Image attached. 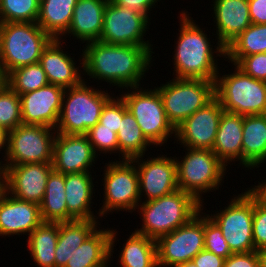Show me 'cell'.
<instances>
[{"label":"cell","instance_id":"cell-1","mask_svg":"<svg viewBox=\"0 0 266 267\" xmlns=\"http://www.w3.org/2000/svg\"><path fill=\"white\" fill-rule=\"evenodd\" d=\"M85 45L78 60L83 76L100 80V83L105 81L116 89L141 86L145 74L153 66V47L106 44L99 40Z\"/></svg>","mask_w":266,"mask_h":267},{"label":"cell","instance_id":"cell-2","mask_svg":"<svg viewBox=\"0 0 266 267\" xmlns=\"http://www.w3.org/2000/svg\"><path fill=\"white\" fill-rule=\"evenodd\" d=\"M188 11L181 10L179 36L174 41V78L216 81L220 72L218 57L225 58V49L220 43L212 45L205 28L201 29ZM204 30V31H203ZM215 47V49L213 48ZM215 50V51H214ZM216 56H215V55ZM217 58V59H216Z\"/></svg>","mask_w":266,"mask_h":267},{"label":"cell","instance_id":"cell-3","mask_svg":"<svg viewBox=\"0 0 266 267\" xmlns=\"http://www.w3.org/2000/svg\"><path fill=\"white\" fill-rule=\"evenodd\" d=\"M201 205L181 189L158 199L140 202L136 209L142 219V228L137 227L134 231L157 240L186 224L201 210Z\"/></svg>","mask_w":266,"mask_h":267},{"label":"cell","instance_id":"cell-4","mask_svg":"<svg viewBox=\"0 0 266 267\" xmlns=\"http://www.w3.org/2000/svg\"><path fill=\"white\" fill-rule=\"evenodd\" d=\"M87 81L84 77L79 85L64 90L57 133L85 135L99 122L102 109L113 94L91 87Z\"/></svg>","mask_w":266,"mask_h":267},{"label":"cell","instance_id":"cell-5","mask_svg":"<svg viewBox=\"0 0 266 267\" xmlns=\"http://www.w3.org/2000/svg\"><path fill=\"white\" fill-rule=\"evenodd\" d=\"M52 39L36 22L0 23V61L7 75L19 67L38 63Z\"/></svg>","mask_w":266,"mask_h":267},{"label":"cell","instance_id":"cell-6","mask_svg":"<svg viewBox=\"0 0 266 267\" xmlns=\"http://www.w3.org/2000/svg\"><path fill=\"white\" fill-rule=\"evenodd\" d=\"M183 148L187 150L185 156L181 160L175 158L178 187L203 204L202 194L219 190L223 185L227 166L211 149Z\"/></svg>","mask_w":266,"mask_h":267},{"label":"cell","instance_id":"cell-7","mask_svg":"<svg viewBox=\"0 0 266 267\" xmlns=\"http://www.w3.org/2000/svg\"><path fill=\"white\" fill-rule=\"evenodd\" d=\"M233 65V73L222 75L218 72L215 81V96L223 110L243 116L266 114V82Z\"/></svg>","mask_w":266,"mask_h":267},{"label":"cell","instance_id":"cell-8","mask_svg":"<svg viewBox=\"0 0 266 267\" xmlns=\"http://www.w3.org/2000/svg\"><path fill=\"white\" fill-rule=\"evenodd\" d=\"M154 87L153 89L141 86L125 88L124 93L121 92L119 95L136 119L142 133L157 148L167 144L173 134L175 138L176 128L168 120L161 95L156 86Z\"/></svg>","mask_w":266,"mask_h":267},{"label":"cell","instance_id":"cell-9","mask_svg":"<svg viewBox=\"0 0 266 267\" xmlns=\"http://www.w3.org/2000/svg\"><path fill=\"white\" fill-rule=\"evenodd\" d=\"M112 160L105 163L102 183L103 205L98 209V217H105L114 211H136L142 199L139 194L137 167L132 160ZM107 164V165H106Z\"/></svg>","mask_w":266,"mask_h":267},{"label":"cell","instance_id":"cell-10","mask_svg":"<svg viewBox=\"0 0 266 267\" xmlns=\"http://www.w3.org/2000/svg\"><path fill=\"white\" fill-rule=\"evenodd\" d=\"M156 88L175 128L215 97V81L209 80L172 78Z\"/></svg>","mask_w":266,"mask_h":267},{"label":"cell","instance_id":"cell-11","mask_svg":"<svg viewBox=\"0 0 266 267\" xmlns=\"http://www.w3.org/2000/svg\"><path fill=\"white\" fill-rule=\"evenodd\" d=\"M225 209L207 214L221 229L232 253L255 251L253 242L254 195L247 189L229 201Z\"/></svg>","mask_w":266,"mask_h":267},{"label":"cell","instance_id":"cell-12","mask_svg":"<svg viewBox=\"0 0 266 267\" xmlns=\"http://www.w3.org/2000/svg\"><path fill=\"white\" fill-rule=\"evenodd\" d=\"M56 133L54 128L26 124L8 131V151L5 159H1L2 165L52 163Z\"/></svg>","mask_w":266,"mask_h":267},{"label":"cell","instance_id":"cell-13","mask_svg":"<svg viewBox=\"0 0 266 267\" xmlns=\"http://www.w3.org/2000/svg\"><path fill=\"white\" fill-rule=\"evenodd\" d=\"M204 204L186 224L156 240L158 267H174L204 249Z\"/></svg>","mask_w":266,"mask_h":267},{"label":"cell","instance_id":"cell-14","mask_svg":"<svg viewBox=\"0 0 266 267\" xmlns=\"http://www.w3.org/2000/svg\"><path fill=\"white\" fill-rule=\"evenodd\" d=\"M150 21L151 18L146 15L109 0L104 10L103 30L99 41L106 44L153 47V44L144 38L150 28Z\"/></svg>","mask_w":266,"mask_h":267},{"label":"cell","instance_id":"cell-15","mask_svg":"<svg viewBox=\"0 0 266 267\" xmlns=\"http://www.w3.org/2000/svg\"><path fill=\"white\" fill-rule=\"evenodd\" d=\"M175 157L160 154L154 158L149 156L143 159L144 156H139L131 159L137 167L140 198L146 196L142 202L158 199L179 189Z\"/></svg>","mask_w":266,"mask_h":267},{"label":"cell","instance_id":"cell-16","mask_svg":"<svg viewBox=\"0 0 266 267\" xmlns=\"http://www.w3.org/2000/svg\"><path fill=\"white\" fill-rule=\"evenodd\" d=\"M223 112L221 103L215 96L176 127V143L179 141L178 144L191 149L212 150Z\"/></svg>","mask_w":266,"mask_h":267},{"label":"cell","instance_id":"cell-17","mask_svg":"<svg viewBox=\"0 0 266 267\" xmlns=\"http://www.w3.org/2000/svg\"><path fill=\"white\" fill-rule=\"evenodd\" d=\"M97 156L86 135L56 133L52 160L54 171L64 175L91 172Z\"/></svg>","mask_w":266,"mask_h":267},{"label":"cell","instance_id":"cell-18","mask_svg":"<svg viewBox=\"0 0 266 267\" xmlns=\"http://www.w3.org/2000/svg\"><path fill=\"white\" fill-rule=\"evenodd\" d=\"M5 190L17 199L40 204L43 200L52 163H25L3 166Z\"/></svg>","mask_w":266,"mask_h":267},{"label":"cell","instance_id":"cell-19","mask_svg":"<svg viewBox=\"0 0 266 267\" xmlns=\"http://www.w3.org/2000/svg\"><path fill=\"white\" fill-rule=\"evenodd\" d=\"M64 88L47 84L20 95L23 124L56 128L62 109Z\"/></svg>","mask_w":266,"mask_h":267},{"label":"cell","instance_id":"cell-20","mask_svg":"<svg viewBox=\"0 0 266 267\" xmlns=\"http://www.w3.org/2000/svg\"><path fill=\"white\" fill-rule=\"evenodd\" d=\"M42 222L39 204L17 199L3 191L0 196V236H27Z\"/></svg>","mask_w":266,"mask_h":267},{"label":"cell","instance_id":"cell-21","mask_svg":"<svg viewBox=\"0 0 266 267\" xmlns=\"http://www.w3.org/2000/svg\"><path fill=\"white\" fill-rule=\"evenodd\" d=\"M62 39H52L44 48L39 63L46 73L49 84L64 89L79 85L83 79V68L79 70L74 60L62 45ZM64 50V51H63Z\"/></svg>","mask_w":266,"mask_h":267},{"label":"cell","instance_id":"cell-22","mask_svg":"<svg viewBox=\"0 0 266 267\" xmlns=\"http://www.w3.org/2000/svg\"><path fill=\"white\" fill-rule=\"evenodd\" d=\"M216 39L225 49L251 23L248 0H213Z\"/></svg>","mask_w":266,"mask_h":267},{"label":"cell","instance_id":"cell-23","mask_svg":"<svg viewBox=\"0 0 266 267\" xmlns=\"http://www.w3.org/2000/svg\"><path fill=\"white\" fill-rule=\"evenodd\" d=\"M110 229L97 228L72 252L65 267H108L113 261L115 243L119 242L116 240L118 232Z\"/></svg>","mask_w":266,"mask_h":267},{"label":"cell","instance_id":"cell-24","mask_svg":"<svg viewBox=\"0 0 266 267\" xmlns=\"http://www.w3.org/2000/svg\"><path fill=\"white\" fill-rule=\"evenodd\" d=\"M109 0H78L74 7L73 18L67 35L79 39V42L90 43L100 39L103 30L104 10Z\"/></svg>","mask_w":266,"mask_h":267},{"label":"cell","instance_id":"cell-25","mask_svg":"<svg viewBox=\"0 0 266 267\" xmlns=\"http://www.w3.org/2000/svg\"><path fill=\"white\" fill-rule=\"evenodd\" d=\"M92 172L65 174V199L68 221L99 219L92 211L95 186Z\"/></svg>","mask_w":266,"mask_h":267},{"label":"cell","instance_id":"cell-26","mask_svg":"<svg viewBox=\"0 0 266 267\" xmlns=\"http://www.w3.org/2000/svg\"><path fill=\"white\" fill-rule=\"evenodd\" d=\"M243 115L223 112L212 151L226 165H242Z\"/></svg>","mask_w":266,"mask_h":267},{"label":"cell","instance_id":"cell-27","mask_svg":"<svg viewBox=\"0 0 266 267\" xmlns=\"http://www.w3.org/2000/svg\"><path fill=\"white\" fill-rule=\"evenodd\" d=\"M265 162L266 114L245 115L243 116L242 132V166L253 170Z\"/></svg>","mask_w":266,"mask_h":267},{"label":"cell","instance_id":"cell-28","mask_svg":"<svg viewBox=\"0 0 266 267\" xmlns=\"http://www.w3.org/2000/svg\"><path fill=\"white\" fill-rule=\"evenodd\" d=\"M100 224L98 219L60 222L55 249V267H65L72 252L99 228Z\"/></svg>","mask_w":266,"mask_h":267},{"label":"cell","instance_id":"cell-29","mask_svg":"<svg viewBox=\"0 0 266 267\" xmlns=\"http://www.w3.org/2000/svg\"><path fill=\"white\" fill-rule=\"evenodd\" d=\"M78 0H44L37 24L52 38L60 39L69 29Z\"/></svg>","mask_w":266,"mask_h":267},{"label":"cell","instance_id":"cell-30","mask_svg":"<svg viewBox=\"0 0 266 267\" xmlns=\"http://www.w3.org/2000/svg\"><path fill=\"white\" fill-rule=\"evenodd\" d=\"M59 223L42 222L27 237V250L37 267H55Z\"/></svg>","mask_w":266,"mask_h":267},{"label":"cell","instance_id":"cell-31","mask_svg":"<svg viewBox=\"0 0 266 267\" xmlns=\"http://www.w3.org/2000/svg\"><path fill=\"white\" fill-rule=\"evenodd\" d=\"M65 175L52 171L49 174L43 200L39 204L43 222H68L65 199Z\"/></svg>","mask_w":266,"mask_h":267},{"label":"cell","instance_id":"cell-32","mask_svg":"<svg viewBox=\"0 0 266 267\" xmlns=\"http://www.w3.org/2000/svg\"><path fill=\"white\" fill-rule=\"evenodd\" d=\"M119 252L121 267H158L156 240L133 231Z\"/></svg>","mask_w":266,"mask_h":267},{"label":"cell","instance_id":"cell-33","mask_svg":"<svg viewBox=\"0 0 266 267\" xmlns=\"http://www.w3.org/2000/svg\"><path fill=\"white\" fill-rule=\"evenodd\" d=\"M117 141L119 145L118 157H120L118 160H131L139 156H145L148 148L153 145L142 133L136 119L129 110L122 117L117 133Z\"/></svg>","mask_w":266,"mask_h":267},{"label":"cell","instance_id":"cell-34","mask_svg":"<svg viewBox=\"0 0 266 267\" xmlns=\"http://www.w3.org/2000/svg\"><path fill=\"white\" fill-rule=\"evenodd\" d=\"M265 52L266 24H251L225 48L224 60L236 64L244 56Z\"/></svg>","mask_w":266,"mask_h":267},{"label":"cell","instance_id":"cell-35","mask_svg":"<svg viewBox=\"0 0 266 267\" xmlns=\"http://www.w3.org/2000/svg\"><path fill=\"white\" fill-rule=\"evenodd\" d=\"M49 84L41 64L35 63L19 67L8 74L7 85L19 95L35 91Z\"/></svg>","mask_w":266,"mask_h":267},{"label":"cell","instance_id":"cell-36","mask_svg":"<svg viewBox=\"0 0 266 267\" xmlns=\"http://www.w3.org/2000/svg\"><path fill=\"white\" fill-rule=\"evenodd\" d=\"M39 6L37 0H0V23L37 22Z\"/></svg>","mask_w":266,"mask_h":267},{"label":"cell","instance_id":"cell-37","mask_svg":"<svg viewBox=\"0 0 266 267\" xmlns=\"http://www.w3.org/2000/svg\"><path fill=\"white\" fill-rule=\"evenodd\" d=\"M21 124L20 95L7 85L0 91V125L10 131Z\"/></svg>","mask_w":266,"mask_h":267},{"label":"cell","instance_id":"cell-38","mask_svg":"<svg viewBox=\"0 0 266 267\" xmlns=\"http://www.w3.org/2000/svg\"><path fill=\"white\" fill-rule=\"evenodd\" d=\"M85 135L97 155H100L99 153L106 155L107 153L110 155L118 153L117 155H119L117 133L113 129L101 128V124L98 122Z\"/></svg>","mask_w":266,"mask_h":267},{"label":"cell","instance_id":"cell-39","mask_svg":"<svg viewBox=\"0 0 266 267\" xmlns=\"http://www.w3.org/2000/svg\"><path fill=\"white\" fill-rule=\"evenodd\" d=\"M204 249L224 259L232 252L218 225L204 213Z\"/></svg>","mask_w":266,"mask_h":267},{"label":"cell","instance_id":"cell-40","mask_svg":"<svg viewBox=\"0 0 266 267\" xmlns=\"http://www.w3.org/2000/svg\"><path fill=\"white\" fill-rule=\"evenodd\" d=\"M127 110L123 98L120 95L116 97L113 95L102 109L99 118L101 128L113 129L114 132L118 133L122 117Z\"/></svg>","mask_w":266,"mask_h":267},{"label":"cell","instance_id":"cell-41","mask_svg":"<svg viewBox=\"0 0 266 267\" xmlns=\"http://www.w3.org/2000/svg\"><path fill=\"white\" fill-rule=\"evenodd\" d=\"M252 232L255 249L266 248V206L255 196Z\"/></svg>","mask_w":266,"mask_h":267},{"label":"cell","instance_id":"cell-42","mask_svg":"<svg viewBox=\"0 0 266 267\" xmlns=\"http://www.w3.org/2000/svg\"><path fill=\"white\" fill-rule=\"evenodd\" d=\"M235 65L249 76L266 82V53L244 56Z\"/></svg>","mask_w":266,"mask_h":267},{"label":"cell","instance_id":"cell-43","mask_svg":"<svg viewBox=\"0 0 266 267\" xmlns=\"http://www.w3.org/2000/svg\"><path fill=\"white\" fill-rule=\"evenodd\" d=\"M223 267H259L257 252L232 253L225 259Z\"/></svg>","mask_w":266,"mask_h":267},{"label":"cell","instance_id":"cell-44","mask_svg":"<svg viewBox=\"0 0 266 267\" xmlns=\"http://www.w3.org/2000/svg\"><path fill=\"white\" fill-rule=\"evenodd\" d=\"M112 3L121 7H125L129 10L139 12L146 15L148 18L152 8L154 9L159 0H110ZM161 1V0H160Z\"/></svg>","mask_w":266,"mask_h":267},{"label":"cell","instance_id":"cell-45","mask_svg":"<svg viewBox=\"0 0 266 267\" xmlns=\"http://www.w3.org/2000/svg\"><path fill=\"white\" fill-rule=\"evenodd\" d=\"M192 261L198 267H223L225 259L203 249L192 259Z\"/></svg>","mask_w":266,"mask_h":267},{"label":"cell","instance_id":"cell-46","mask_svg":"<svg viewBox=\"0 0 266 267\" xmlns=\"http://www.w3.org/2000/svg\"><path fill=\"white\" fill-rule=\"evenodd\" d=\"M252 24H266V0H248Z\"/></svg>","mask_w":266,"mask_h":267},{"label":"cell","instance_id":"cell-47","mask_svg":"<svg viewBox=\"0 0 266 267\" xmlns=\"http://www.w3.org/2000/svg\"><path fill=\"white\" fill-rule=\"evenodd\" d=\"M258 181V185H254L246 188L248 189L261 203H263L266 206V180L264 179V182Z\"/></svg>","mask_w":266,"mask_h":267},{"label":"cell","instance_id":"cell-48","mask_svg":"<svg viewBox=\"0 0 266 267\" xmlns=\"http://www.w3.org/2000/svg\"><path fill=\"white\" fill-rule=\"evenodd\" d=\"M0 151H4L2 154H4L3 158L5 159L8 151V131L1 125H0Z\"/></svg>","mask_w":266,"mask_h":267},{"label":"cell","instance_id":"cell-49","mask_svg":"<svg viewBox=\"0 0 266 267\" xmlns=\"http://www.w3.org/2000/svg\"><path fill=\"white\" fill-rule=\"evenodd\" d=\"M8 75L3 67V64L0 61V91L7 86Z\"/></svg>","mask_w":266,"mask_h":267},{"label":"cell","instance_id":"cell-50","mask_svg":"<svg viewBox=\"0 0 266 267\" xmlns=\"http://www.w3.org/2000/svg\"><path fill=\"white\" fill-rule=\"evenodd\" d=\"M256 252L259 260V267H266V248L256 250Z\"/></svg>","mask_w":266,"mask_h":267},{"label":"cell","instance_id":"cell-51","mask_svg":"<svg viewBox=\"0 0 266 267\" xmlns=\"http://www.w3.org/2000/svg\"><path fill=\"white\" fill-rule=\"evenodd\" d=\"M5 190V172L4 170H0V196Z\"/></svg>","mask_w":266,"mask_h":267},{"label":"cell","instance_id":"cell-52","mask_svg":"<svg viewBox=\"0 0 266 267\" xmlns=\"http://www.w3.org/2000/svg\"><path fill=\"white\" fill-rule=\"evenodd\" d=\"M174 267H198L193 261H187L185 263H181L179 265H176Z\"/></svg>","mask_w":266,"mask_h":267},{"label":"cell","instance_id":"cell-53","mask_svg":"<svg viewBox=\"0 0 266 267\" xmlns=\"http://www.w3.org/2000/svg\"><path fill=\"white\" fill-rule=\"evenodd\" d=\"M0 170H4V169H3V165H2L1 162H0Z\"/></svg>","mask_w":266,"mask_h":267}]
</instances>
